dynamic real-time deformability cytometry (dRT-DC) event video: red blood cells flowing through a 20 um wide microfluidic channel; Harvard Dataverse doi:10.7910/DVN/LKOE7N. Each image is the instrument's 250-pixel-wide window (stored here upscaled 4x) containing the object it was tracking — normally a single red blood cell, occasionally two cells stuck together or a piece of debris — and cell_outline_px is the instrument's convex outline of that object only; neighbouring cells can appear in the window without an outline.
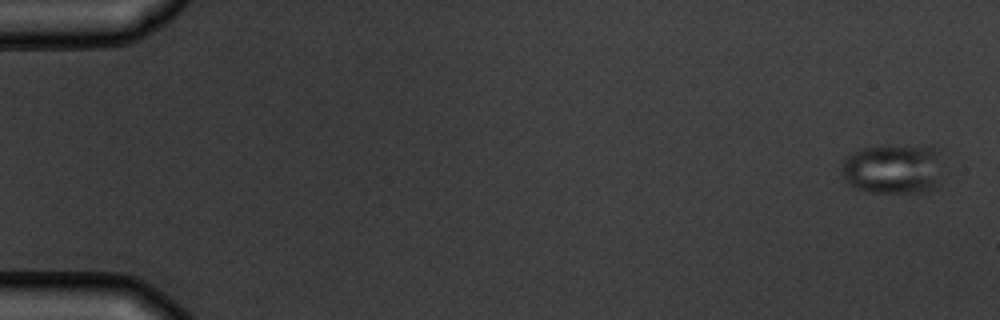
{"species": "common noctule bat (a hibernating species)", "species_latin": "Nyctalus noctula", "temperature_condition": "warm", "stored_images_in_passage": 5, "camera_frame_rate_fps": 3000, "um_per_image_px": 0.085, "animal": {"sex": "male", "body_mass_g": 19.5, "forearm_length_mm": 54.6}, "frame": {"image": 1, "passage_image": 1, "time_ms": 0.0, "image_size_px": [1000, 320], "cell_outline_px": [[936, 188], [920, 192], [868, 192], [856, 188], [848, 184], [844, 180], [840, 172], [840, 164], [844, 156], [860, 148], [932, 148], [936, 152]], "centroid_in_image_um": [75.7, 14.42], "position_along_channel_um": 9.3, "area_um2": 28.15}}